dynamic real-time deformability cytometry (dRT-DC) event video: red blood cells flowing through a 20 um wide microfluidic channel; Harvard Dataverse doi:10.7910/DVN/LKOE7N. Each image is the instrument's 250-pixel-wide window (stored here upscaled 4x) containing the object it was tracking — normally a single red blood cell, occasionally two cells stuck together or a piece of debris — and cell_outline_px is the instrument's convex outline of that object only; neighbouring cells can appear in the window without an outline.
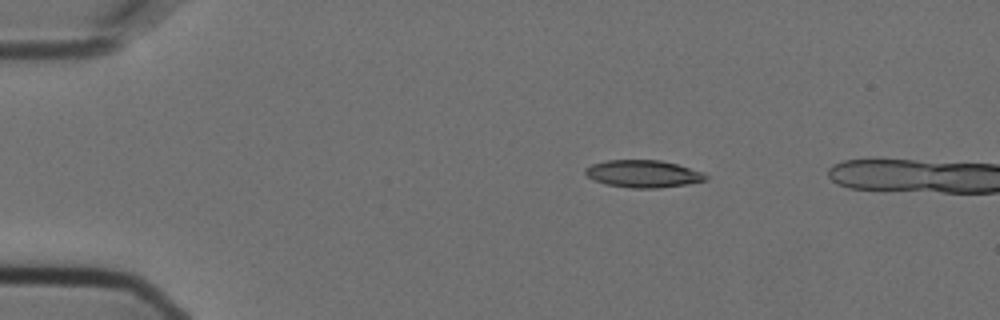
{"species": "Egyptian fruit bat (a non-hibernating species)", "species_latin": "Rousettus aegyptiacus", "temperature_condition": "cold", "stored_images_in_passage": 4, "camera_frame_rate_fps": 3000, "um_per_image_px": 0.085, "animal": {"sex": "female"}, "frame": {"image": 1, "passage_image": 1, "time_ms": 0.0, "image_size_px": [1000, 320], "cell_outline_px": [[708, 180], [688, 184], [660, 188], [632, 188], [608, 184], [596, 180], [588, 176], [584, 172], [584, 168], [592, 164], [604, 160], [660, 160], [676, 164], [704, 172], [708, 176]], "centroid_in_image_um": [54.71, 14.77], "position_along_channel_um": 30.3, "area_um2": 19.19}}